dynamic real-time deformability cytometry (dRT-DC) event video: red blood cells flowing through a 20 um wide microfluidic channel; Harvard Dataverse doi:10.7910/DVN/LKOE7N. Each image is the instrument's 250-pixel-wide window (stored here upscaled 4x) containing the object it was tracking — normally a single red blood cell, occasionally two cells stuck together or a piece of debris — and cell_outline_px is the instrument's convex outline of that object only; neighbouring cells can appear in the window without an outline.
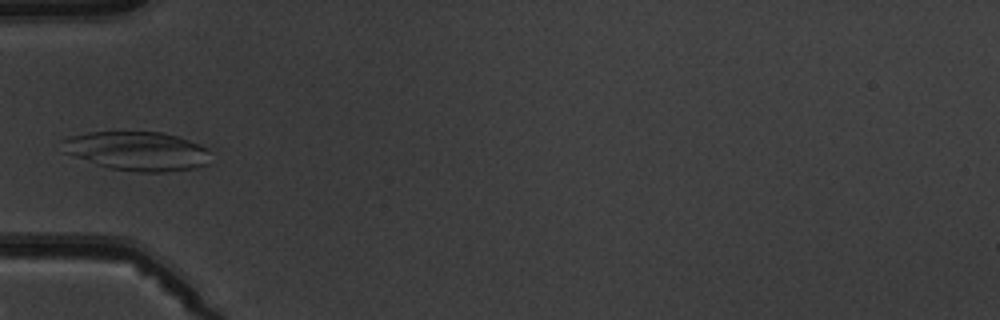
{"species": "common noctule bat (a hibernating species)", "species_latin": "Nyctalus noctula", "temperature_condition": "warm", "stored_images_in_passage": 5, "camera_frame_rate_fps": 3000, "um_per_image_px": 0.085, "animal": {"sex": "male", "body_mass_g": 19.5, "forearm_length_mm": 54.6}, "frame": {"image": 1, "passage_image": 5, "time_ms": 4.333, "image_size_px": [1000, 320], "cell_outline_px": [[208, 164], [196, 168], [168, 172], [140, 172], [112, 168], [96, 164], [64, 152], [60, 140], [72, 136], [88, 132], [160, 132], [176, 136], [200, 144], [208, 148]], "centroid_in_image_um": [11.67, 12.84], "position_along_channel_um": 73.3, "area_um2": 33.58}}